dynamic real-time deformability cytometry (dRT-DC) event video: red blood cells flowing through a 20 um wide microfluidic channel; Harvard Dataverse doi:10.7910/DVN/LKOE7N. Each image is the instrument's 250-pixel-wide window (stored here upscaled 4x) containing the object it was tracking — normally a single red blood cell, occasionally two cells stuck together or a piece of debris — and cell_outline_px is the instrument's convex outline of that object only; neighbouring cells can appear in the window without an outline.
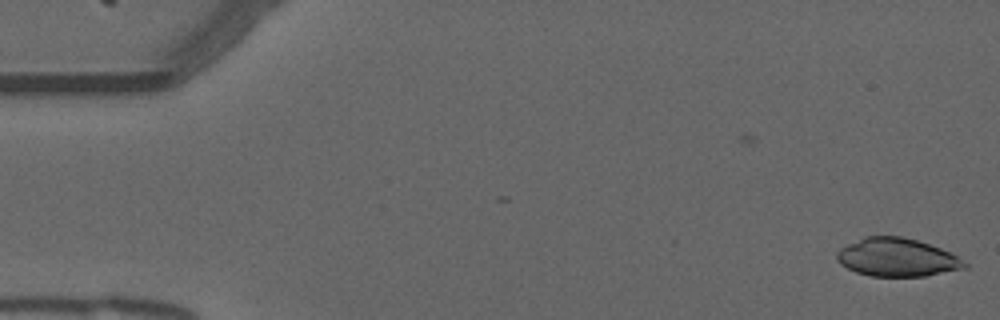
{"species": "common noctule bat (a hibernating species)", "species_latin": "Nyctalus noctula", "temperature_condition": "warm", "stored_images_in_passage": 4, "camera_frame_rate_fps": 3000, "um_per_image_px": 0.085, "animal": {"sex": "male", "forearm_length_mm": 52.5}, "frame": {"image": 1, "passage_image": 4, "time_ms": 1.0, "image_size_px": [1000, 320], "cell_outline_px": [[968, 268], [924, 276], [872, 276], [856, 272], [840, 264], [836, 260], [836, 252], [840, 248], [864, 236], [904, 236], [940, 248], [956, 256], [968, 264]], "centroid_in_image_um": [76.22, 21.88], "position_along_channel_um": 8.8, "area_um2": 28.38}}